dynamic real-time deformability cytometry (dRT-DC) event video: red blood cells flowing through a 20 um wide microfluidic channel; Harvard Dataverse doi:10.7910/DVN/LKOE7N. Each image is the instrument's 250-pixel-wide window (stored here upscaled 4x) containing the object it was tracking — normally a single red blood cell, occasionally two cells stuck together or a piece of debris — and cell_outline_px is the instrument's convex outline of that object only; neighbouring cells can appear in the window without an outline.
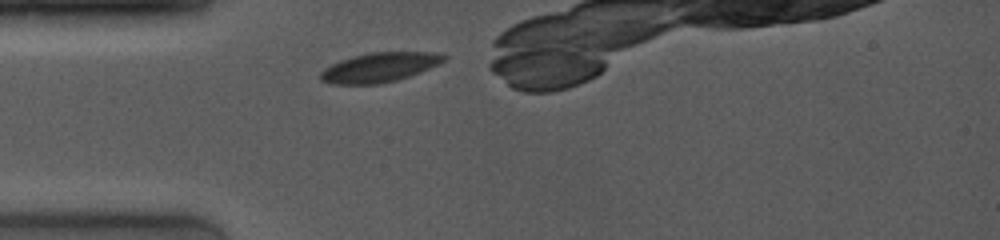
{"species": "common noctule bat (a hibernating species)", "species_latin": "Nyctalus noctula", "temperature_condition": "room temperature", "stored_images_in_passage": 3, "camera_frame_rate_fps": 4000, "um_per_image_px": 0.085, "animal": {"sex": "female", "body_mass_g": 19.0, "forearm_length_mm": 53.3}, "frame": {"image": 1, "passage_image": 1, "time_ms": 0.0, "image_size_px": [1000, 240], "cell_outline_px": [[448, 56], [444, 60], [420, 72], [396, 80], [376, 84], [328, 84], [320, 80], [320, 72], [324, 68], [340, 60], [352, 56], [372, 52], [444, 52]], "centroid_in_image_um": [32.23, 5.71], "position_along_channel_um": 52.8, "area_um2": 21.15}}